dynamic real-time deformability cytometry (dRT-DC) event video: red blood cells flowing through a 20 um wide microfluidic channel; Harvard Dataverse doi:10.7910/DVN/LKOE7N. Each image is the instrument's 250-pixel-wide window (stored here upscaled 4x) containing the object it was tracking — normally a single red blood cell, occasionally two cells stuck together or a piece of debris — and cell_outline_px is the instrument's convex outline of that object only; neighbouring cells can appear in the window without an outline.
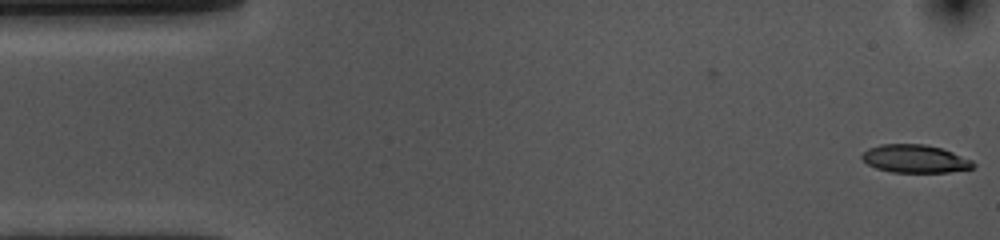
{"species": "common noctule bat (a hibernating species)", "species_latin": "Nyctalus noctula", "temperature_condition": "cold", "stored_images_in_passage": 54, "camera_frame_rate_fps": 3000, "um_per_image_px": 0.085, "animal": {"sex": "female", "body_mass_g": 10.0, "forearm_length_mm": 53.1}, "frame": {"image": 1, "passage_image": 1, "time_ms": 0.0, "image_size_px": [1000, 240], "cell_outline_px": [[976, 164], [972, 168], [948, 172], [892, 172], [876, 168], [868, 164], [860, 156], [868, 148], [880, 144], [924, 144], [940, 148], [952, 152], [972, 160]], "centroid_in_image_um": [77.76, 13.49], "position_along_channel_um": 7.2, "area_um2": 18.03}}
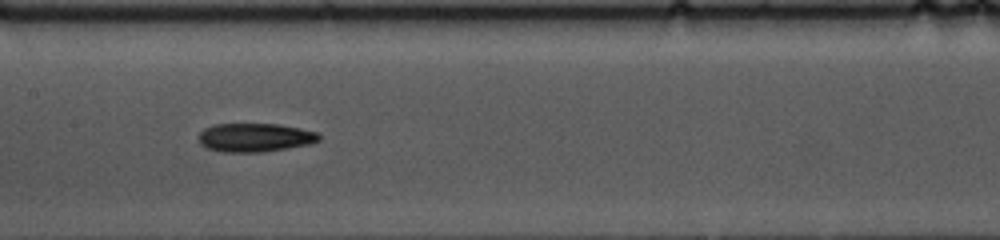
{"frame": {"image": 2, "passage_image": 25, "time_ms": 8.0, "image_size_px": [1000, 240], "cell_outline_px": [[320, 140], [312, 144], [288, 148], [260, 152], [224, 152], [208, 148], [200, 144], [200, 132], [204, 128], [216, 124], [280, 124], [300, 128], [316, 132], [320, 136]], "centroid_in_image_um": [21.7, 11.69], "position_along_channel_um": 185.7, "area_um2": 20.06}}
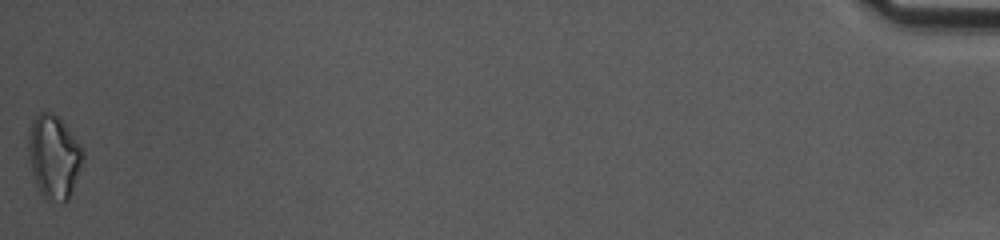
{"frame": {"image": 3, "passage_image": 54, "time_ms": 17.667, "image_size_px": [1000, 240], "cell_outline_px": [[84, 160], [72, 192], [68, 200], [44, 200], [36, 184], [32, 172], [28, 152], [28, 132], [32, 120], [40, 112], [52, 112], [64, 124], [76, 140], [84, 152]], "centroid_in_image_um": [4.57, 13.33], "position_along_channel_um": 430.6, "area_um2": 26.36}, "authors_computed_cell_mechanics": {"area_um2": 19.6809, "velocity_mm_per_s": 3.6181, "shape_relaxation_time_tau1_ms": 5.8214, "shape_relaxation_time_tau2_ms": null, "deformation_change_tau1": 0.1492, "deformation_change_tau2": null}}